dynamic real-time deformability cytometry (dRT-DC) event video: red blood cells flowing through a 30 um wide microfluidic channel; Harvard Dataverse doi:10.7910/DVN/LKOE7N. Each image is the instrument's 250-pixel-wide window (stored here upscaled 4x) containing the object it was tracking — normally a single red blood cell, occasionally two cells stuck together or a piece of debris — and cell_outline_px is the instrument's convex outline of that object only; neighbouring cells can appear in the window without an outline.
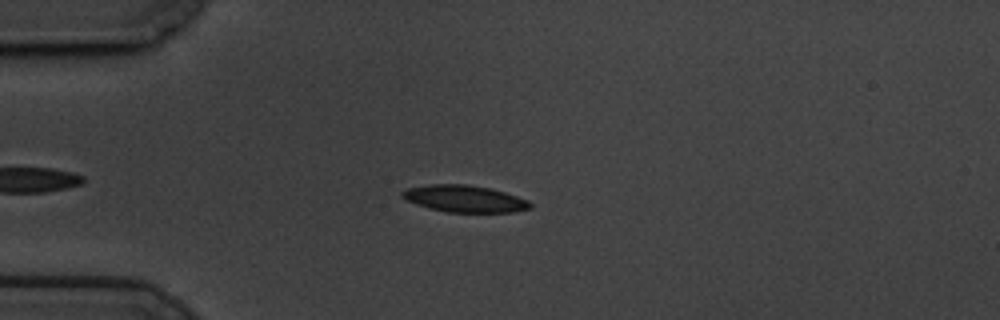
{"species": "common noctule bat (a hibernating species)", "species_latin": "Nyctalus noctula", "temperature_condition": "cold", "stored_images_in_passage": 41, "camera_frame_rate_fps": 3000, "um_per_image_px": 0.085, "animal": {"sex": "male", "body_mass_g": 19.5, "forearm_length_mm": 54.6}, "frame": {"image": 1, "passage_image": 1, "time_ms": 0.0, "image_size_px": [1000, 320], "cell_outline_px": [[532, 208], [512, 212], [448, 212], [428, 208], [416, 204], [400, 196], [400, 192], [408, 188], [428, 184], [468, 184], [492, 188], [528, 200], [532, 204]], "centroid_in_image_um": [39.48, 16.88], "position_along_channel_um": 45.5, "area_um2": 20.11}}
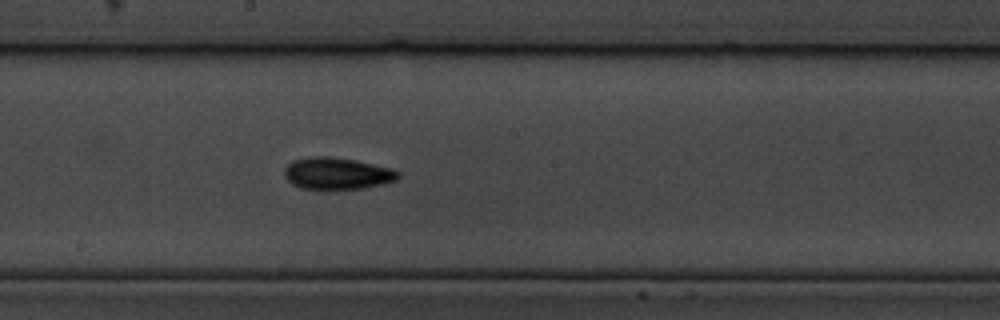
{"frame": {"image": 2, "passage_image": 18, "time_ms": 5.667, "image_size_px": [1000, 320], "cell_outline_px": [[400, 176], [396, 180], [384, 184], [364, 188], [300, 188], [292, 184], [284, 176], [284, 168], [292, 160], [308, 156], [328, 156], [356, 160], [392, 168], [400, 172]], "centroid_in_image_um": [28.65, 14.72], "position_along_channel_um": 219.5, "area_um2": 21.15}}
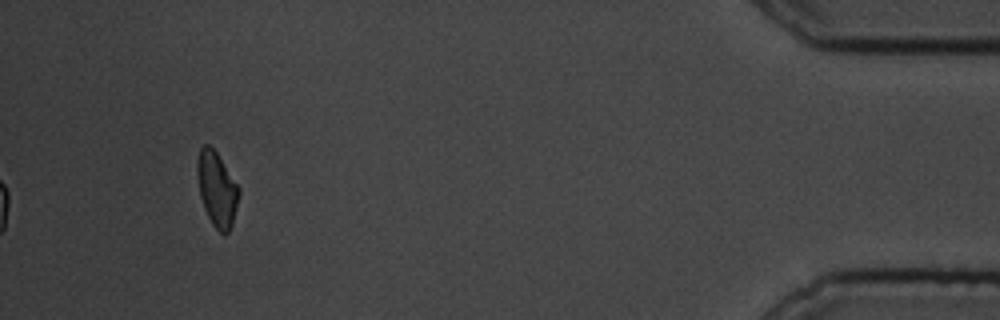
{"frame": {"image": 3, "passage_image": 41, "time_ms": 13.333, "image_size_px": [1000, 320], "cell_outline_px": [[240, 192], [232, 224], [228, 232], [224, 236], [212, 224], [204, 208], [200, 196], [196, 172], [196, 160], [200, 148], [204, 144], [208, 144], [216, 152], [240, 188]], "centroid_in_image_um": [18.42, 16.06], "position_along_channel_um": 416.8, "area_um2": 18.09}, "authors_computed_cell_mechanics": {"area_um2": 19.7676, "velocity_mm_per_s": 3.4209, "shape_relaxation_time_tau1_ms": 4.7183, "shape_relaxation_time_tau2_ms": 8.2055, "deformation_change_tau1": 0.1078, "deformation_change_tau2": 0.1323}}